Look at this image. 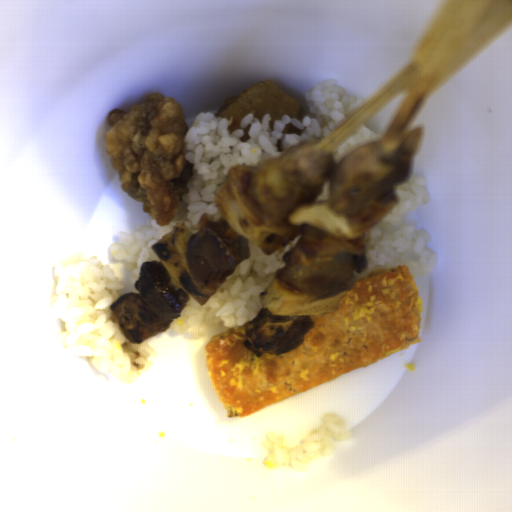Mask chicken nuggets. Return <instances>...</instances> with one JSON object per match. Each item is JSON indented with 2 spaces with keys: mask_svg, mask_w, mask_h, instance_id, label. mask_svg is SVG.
<instances>
[{
  "mask_svg": "<svg viewBox=\"0 0 512 512\" xmlns=\"http://www.w3.org/2000/svg\"><path fill=\"white\" fill-rule=\"evenodd\" d=\"M421 132L418 126L393 139L363 143L338 163L320 149L322 137L301 140L253 167L248 193L264 223L281 227H294L291 211L309 202L328 200L337 214L393 202L394 187L410 172Z\"/></svg>",
  "mask_w": 512,
  "mask_h": 512,
  "instance_id": "obj_1",
  "label": "chicken nuggets"
},
{
  "mask_svg": "<svg viewBox=\"0 0 512 512\" xmlns=\"http://www.w3.org/2000/svg\"><path fill=\"white\" fill-rule=\"evenodd\" d=\"M275 281L290 284L309 298H329L351 290L356 272L368 268L365 234L340 239L324 231L302 227L296 244L283 257Z\"/></svg>",
  "mask_w": 512,
  "mask_h": 512,
  "instance_id": "obj_2",
  "label": "chicken nuggets"
},
{
  "mask_svg": "<svg viewBox=\"0 0 512 512\" xmlns=\"http://www.w3.org/2000/svg\"><path fill=\"white\" fill-rule=\"evenodd\" d=\"M134 288L138 292H126L111 304L110 320L136 344L165 332L190 298L167 266L155 260L140 264Z\"/></svg>",
  "mask_w": 512,
  "mask_h": 512,
  "instance_id": "obj_3",
  "label": "chicken nuggets"
},
{
  "mask_svg": "<svg viewBox=\"0 0 512 512\" xmlns=\"http://www.w3.org/2000/svg\"><path fill=\"white\" fill-rule=\"evenodd\" d=\"M313 325L312 316L275 315L262 308L244 325L247 338L243 344L259 358L263 354L279 356L302 345Z\"/></svg>",
  "mask_w": 512,
  "mask_h": 512,
  "instance_id": "obj_4",
  "label": "chicken nuggets"
}]
</instances>
